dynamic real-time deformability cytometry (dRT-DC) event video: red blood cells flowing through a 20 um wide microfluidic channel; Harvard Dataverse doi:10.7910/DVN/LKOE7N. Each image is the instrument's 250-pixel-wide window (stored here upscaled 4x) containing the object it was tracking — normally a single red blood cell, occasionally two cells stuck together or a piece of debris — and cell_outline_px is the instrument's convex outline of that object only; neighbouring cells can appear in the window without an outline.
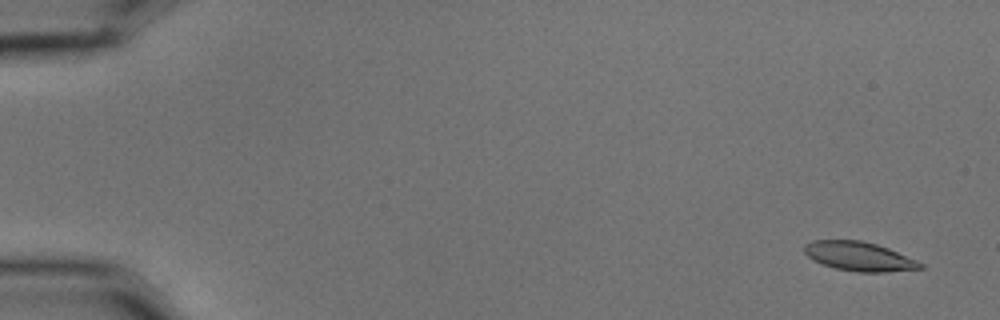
{"species": "common noctule bat (a hibernating species)", "species_latin": "Nyctalus noctula", "temperature_condition": "cold", "stored_images_in_passage": 5, "camera_frame_rate_fps": 3000, "um_per_image_px": 0.085, "animal": {"sex": "male", "body_mass_g": 15.6}, "frame": {"image": 1, "passage_image": 1, "time_ms": 0.0, "image_size_px": [1000, 320], "cell_outline_px": [[924, 268], [884, 272], [856, 272], [836, 268], [812, 260], [804, 252], [804, 244], [812, 240], [860, 240], [876, 244], [888, 248], [916, 260], [924, 264]], "centroid_in_image_um": [73.01, 21.79], "position_along_channel_um": 12.0, "area_um2": 19.59}}
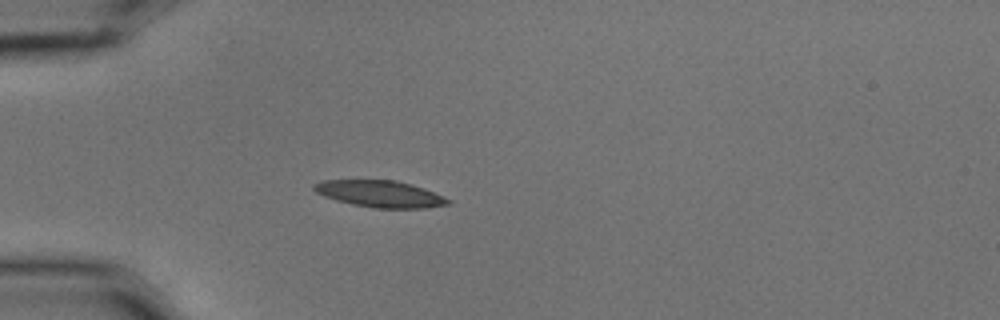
{"frame": {"image": 2, "passage_image": 5, "time_ms": 1.333, "image_size_px": [1000, 320], "cell_outline_px": [[452, 204], [428, 208], [372, 208], [352, 204], [336, 200], [324, 196], [316, 192], [312, 188], [312, 184], [320, 180], [396, 180], [444, 196], [452, 200]], "centroid_in_image_um": [32.29, 16.49], "position_along_channel_um": 52.7, "area_um2": 20.87}}